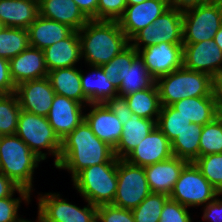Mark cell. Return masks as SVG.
<instances>
[{
	"label": "cell",
	"mask_w": 222,
	"mask_h": 222,
	"mask_svg": "<svg viewBox=\"0 0 222 222\" xmlns=\"http://www.w3.org/2000/svg\"><path fill=\"white\" fill-rule=\"evenodd\" d=\"M129 41L137 51L161 42L183 44L182 7L172 5L152 24L138 31Z\"/></svg>",
	"instance_id": "8"
},
{
	"label": "cell",
	"mask_w": 222,
	"mask_h": 222,
	"mask_svg": "<svg viewBox=\"0 0 222 222\" xmlns=\"http://www.w3.org/2000/svg\"><path fill=\"white\" fill-rule=\"evenodd\" d=\"M78 34L81 58L90 66L106 64L130 44L118 21L89 20Z\"/></svg>",
	"instance_id": "2"
},
{
	"label": "cell",
	"mask_w": 222,
	"mask_h": 222,
	"mask_svg": "<svg viewBox=\"0 0 222 222\" xmlns=\"http://www.w3.org/2000/svg\"><path fill=\"white\" fill-rule=\"evenodd\" d=\"M18 188V185L0 172V199L10 197Z\"/></svg>",
	"instance_id": "47"
},
{
	"label": "cell",
	"mask_w": 222,
	"mask_h": 222,
	"mask_svg": "<svg viewBox=\"0 0 222 222\" xmlns=\"http://www.w3.org/2000/svg\"><path fill=\"white\" fill-rule=\"evenodd\" d=\"M125 97L133 114L145 119L158 120L161 103L156 82L147 89L136 91Z\"/></svg>",
	"instance_id": "30"
},
{
	"label": "cell",
	"mask_w": 222,
	"mask_h": 222,
	"mask_svg": "<svg viewBox=\"0 0 222 222\" xmlns=\"http://www.w3.org/2000/svg\"><path fill=\"white\" fill-rule=\"evenodd\" d=\"M88 66V73L80 69V78L84 96L89 104H102L118 95V89L106 77L101 66Z\"/></svg>",
	"instance_id": "24"
},
{
	"label": "cell",
	"mask_w": 222,
	"mask_h": 222,
	"mask_svg": "<svg viewBox=\"0 0 222 222\" xmlns=\"http://www.w3.org/2000/svg\"><path fill=\"white\" fill-rule=\"evenodd\" d=\"M114 157V148L101 141L83 120L61 140L59 162L55 168L67 171L72 180L84 168L108 163Z\"/></svg>",
	"instance_id": "1"
},
{
	"label": "cell",
	"mask_w": 222,
	"mask_h": 222,
	"mask_svg": "<svg viewBox=\"0 0 222 222\" xmlns=\"http://www.w3.org/2000/svg\"><path fill=\"white\" fill-rule=\"evenodd\" d=\"M15 134L42 161L50 155L53 156V164L56 167L60 157L61 140L55 134L47 117L21 110Z\"/></svg>",
	"instance_id": "6"
},
{
	"label": "cell",
	"mask_w": 222,
	"mask_h": 222,
	"mask_svg": "<svg viewBox=\"0 0 222 222\" xmlns=\"http://www.w3.org/2000/svg\"><path fill=\"white\" fill-rule=\"evenodd\" d=\"M171 6V0H146L142 3L128 5L117 21L120 29L130 40L138 31L152 24Z\"/></svg>",
	"instance_id": "15"
},
{
	"label": "cell",
	"mask_w": 222,
	"mask_h": 222,
	"mask_svg": "<svg viewBox=\"0 0 222 222\" xmlns=\"http://www.w3.org/2000/svg\"><path fill=\"white\" fill-rule=\"evenodd\" d=\"M146 0H126L127 6L145 2Z\"/></svg>",
	"instance_id": "51"
},
{
	"label": "cell",
	"mask_w": 222,
	"mask_h": 222,
	"mask_svg": "<svg viewBox=\"0 0 222 222\" xmlns=\"http://www.w3.org/2000/svg\"><path fill=\"white\" fill-rule=\"evenodd\" d=\"M98 222H135L130 209L119 208L112 204L97 207Z\"/></svg>",
	"instance_id": "41"
},
{
	"label": "cell",
	"mask_w": 222,
	"mask_h": 222,
	"mask_svg": "<svg viewBox=\"0 0 222 222\" xmlns=\"http://www.w3.org/2000/svg\"><path fill=\"white\" fill-rule=\"evenodd\" d=\"M203 126L190 123L172 142L173 156L194 162L199 157V143Z\"/></svg>",
	"instance_id": "31"
},
{
	"label": "cell",
	"mask_w": 222,
	"mask_h": 222,
	"mask_svg": "<svg viewBox=\"0 0 222 222\" xmlns=\"http://www.w3.org/2000/svg\"><path fill=\"white\" fill-rule=\"evenodd\" d=\"M138 55V51L131 44H129L109 62L101 66L106 77L116 86L117 89L121 84L119 78L120 71H124L127 67H131L133 60Z\"/></svg>",
	"instance_id": "39"
},
{
	"label": "cell",
	"mask_w": 222,
	"mask_h": 222,
	"mask_svg": "<svg viewBox=\"0 0 222 222\" xmlns=\"http://www.w3.org/2000/svg\"><path fill=\"white\" fill-rule=\"evenodd\" d=\"M85 109L86 106L81 103L55 94L47 120L60 140L85 120Z\"/></svg>",
	"instance_id": "16"
},
{
	"label": "cell",
	"mask_w": 222,
	"mask_h": 222,
	"mask_svg": "<svg viewBox=\"0 0 222 222\" xmlns=\"http://www.w3.org/2000/svg\"><path fill=\"white\" fill-rule=\"evenodd\" d=\"M191 123L204 126L218 116L215 94L207 97L184 98L170 105Z\"/></svg>",
	"instance_id": "27"
},
{
	"label": "cell",
	"mask_w": 222,
	"mask_h": 222,
	"mask_svg": "<svg viewBox=\"0 0 222 222\" xmlns=\"http://www.w3.org/2000/svg\"><path fill=\"white\" fill-rule=\"evenodd\" d=\"M189 162L172 156L171 158L144 167L151 193L170 195L183 168Z\"/></svg>",
	"instance_id": "19"
},
{
	"label": "cell",
	"mask_w": 222,
	"mask_h": 222,
	"mask_svg": "<svg viewBox=\"0 0 222 222\" xmlns=\"http://www.w3.org/2000/svg\"><path fill=\"white\" fill-rule=\"evenodd\" d=\"M168 195L150 193L136 208L132 209L135 222H159Z\"/></svg>",
	"instance_id": "36"
},
{
	"label": "cell",
	"mask_w": 222,
	"mask_h": 222,
	"mask_svg": "<svg viewBox=\"0 0 222 222\" xmlns=\"http://www.w3.org/2000/svg\"><path fill=\"white\" fill-rule=\"evenodd\" d=\"M214 94L217 114L222 117V75L214 79Z\"/></svg>",
	"instance_id": "48"
},
{
	"label": "cell",
	"mask_w": 222,
	"mask_h": 222,
	"mask_svg": "<svg viewBox=\"0 0 222 222\" xmlns=\"http://www.w3.org/2000/svg\"><path fill=\"white\" fill-rule=\"evenodd\" d=\"M15 94L21 110L47 117L56 93L45 77L20 83Z\"/></svg>",
	"instance_id": "14"
},
{
	"label": "cell",
	"mask_w": 222,
	"mask_h": 222,
	"mask_svg": "<svg viewBox=\"0 0 222 222\" xmlns=\"http://www.w3.org/2000/svg\"><path fill=\"white\" fill-rule=\"evenodd\" d=\"M86 107L85 121L91 127L92 132L101 141L115 148L122 136L123 125L121 121L104 103L88 104ZM88 107L90 109H88Z\"/></svg>",
	"instance_id": "18"
},
{
	"label": "cell",
	"mask_w": 222,
	"mask_h": 222,
	"mask_svg": "<svg viewBox=\"0 0 222 222\" xmlns=\"http://www.w3.org/2000/svg\"><path fill=\"white\" fill-rule=\"evenodd\" d=\"M30 46L27 29L2 27L0 30V57L11 60Z\"/></svg>",
	"instance_id": "32"
},
{
	"label": "cell",
	"mask_w": 222,
	"mask_h": 222,
	"mask_svg": "<svg viewBox=\"0 0 222 222\" xmlns=\"http://www.w3.org/2000/svg\"><path fill=\"white\" fill-rule=\"evenodd\" d=\"M156 120L141 118L132 114L127 123L123 124L122 136L114 154L118 159H125L136 146L156 127Z\"/></svg>",
	"instance_id": "26"
},
{
	"label": "cell",
	"mask_w": 222,
	"mask_h": 222,
	"mask_svg": "<svg viewBox=\"0 0 222 222\" xmlns=\"http://www.w3.org/2000/svg\"><path fill=\"white\" fill-rule=\"evenodd\" d=\"M16 85L11 79L9 60L0 57V94L15 93Z\"/></svg>",
	"instance_id": "44"
},
{
	"label": "cell",
	"mask_w": 222,
	"mask_h": 222,
	"mask_svg": "<svg viewBox=\"0 0 222 222\" xmlns=\"http://www.w3.org/2000/svg\"><path fill=\"white\" fill-rule=\"evenodd\" d=\"M219 193L215 199L203 206L202 219L209 222H222V198Z\"/></svg>",
	"instance_id": "45"
},
{
	"label": "cell",
	"mask_w": 222,
	"mask_h": 222,
	"mask_svg": "<svg viewBox=\"0 0 222 222\" xmlns=\"http://www.w3.org/2000/svg\"><path fill=\"white\" fill-rule=\"evenodd\" d=\"M138 53L155 80L183 67V44L161 42L142 48Z\"/></svg>",
	"instance_id": "12"
},
{
	"label": "cell",
	"mask_w": 222,
	"mask_h": 222,
	"mask_svg": "<svg viewBox=\"0 0 222 222\" xmlns=\"http://www.w3.org/2000/svg\"><path fill=\"white\" fill-rule=\"evenodd\" d=\"M37 219L35 220V222H42L38 217H36ZM22 222H34V221H30L28 219H24Z\"/></svg>",
	"instance_id": "52"
},
{
	"label": "cell",
	"mask_w": 222,
	"mask_h": 222,
	"mask_svg": "<svg viewBox=\"0 0 222 222\" xmlns=\"http://www.w3.org/2000/svg\"><path fill=\"white\" fill-rule=\"evenodd\" d=\"M126 7V0H98L97 20L117 21Z\"/></svg>",
	"instance_id": "42"
},
{
	"label": "cell",
	"mask_w": 222,
	"mask_h": 222,
	"mask_svg": "<svg viewBox=\"0 0 222 222\" xmlns=\"http://www.w3.org/2000/svg\"><path fill=\"white\" fill-rule=\"evenodd\" d=\"M42 160L16 135L0 136V172L16 185L35 190L34 172Z\"/></svg>",
	"instance_id": "3"
},
{
	"label": "cell",
	"mask_w": 222,
	"mask_h": 222,
	"mask_svg": "<svg viewBox=\"0 0 222 222\" xmlns=\"http://www.w3.org/2000/svg\"><path fill=\"white\" fill-rule=\"evenodd\" d=\"M117 190L112 205L136 208L150 193L144 167L134 165L125 159L117 162Z\"/></svg>",
	"instance_id": "11"
},
{
	"label": "cell",
	"mask_w": 222,
	"mask_h": 222,
	"mask_svg": "<svg viewBox=\"0 0 222 222\" xmlns=\"http://www.w3.org/2000/svg\"><path fill=\"white\" fill-rule=\"evenodd\" d=\"M18 193L19 197H13ZM29 190L19 187L10 197L0 199V222H22L25 218L21 217L19 208L24 201L27 205L31 202Z\"/></svg>",
	"instance_id": "38"
},
{
	"label": "cell",
	"mask_w": 222,
	"mask_h": 222,
	"mask_svg": "<svg viewBox=\"0 0 222 222\" xmlns=\"http://www.w3.org/2000/svg\"><path fill=\"white\" fill-rule=\"evenodd\" d=\"M38 15V0H0V22L3 27L28 29Z\"/></svg>",
	"instance_id": "22"
},
{
	"label": "cell",
	"mask_w": 222,
	"mask_h": 222,
	"mask_svg": "<svg viewBox=\"0 0 222 222\" xmlns=\"http://www.w3.org/2000/svg\"><path fill=\"white\" fill-rule=\"evenodd\" d=\"M213 40L215 41V43L219 46V48L222 51V26L215 34V37L213 38Z\"/></svg>",
	"instance_id": "50"
},
{
	"label": "cell",
	"mask_w": 222,
	"mask_h": 222,
	"mask_svg": "<svg viewBox=\"0 0 222 222\" xmlns=\"http://www.w3.org/2000/svg\"><path fill=\"white\" fill-rule=\"evenodd\" d=\"M31 47L44 50L56 42L67 38L73 31L70 26L38 15L28 27Z\"/></svg>",
	"instance_id": "25"
},
{
	"label": "cell",
	"mask_w": 222,
	"mask_h": 222,
	"mask_svg": "<svg viewBox=\"0 0 222 222\" xmlns=\"http://www.w3.org/2000/svg\"><path fill=\"white\" fill-rule=\"evenodd\" d=\"M193 163L209 183L222 193V153L199 156Z\"/></svg>",
	"instance_id": "37"
},
{
	"label": "cell",
	"mask_w": 222,
	"mask_h": 222,
	"mask_svg": "<svg viewBox=\"0 0 222 222\" xmlns=\"http://www.w3.org/2000/svg\"><path fill=\"white\" fill-rule=\"evenodd\" d=\"M183 44L211 40L222 26V3L219 0L193 3L182 7Z\"/></svg>",
	"instance_id": "7"
},
{
	"label": "cell",
	"mask_w": 222,
	"mask_h": 222,
	"mask_svg": "<svg viewBox=\"0 0 222 222\" xmlns=\"http://www.w3.org/2000/svg\"><path fill=\"white\" fill-rule=\"evenodd\" d=\"M161 106H170L184 98L207 97L214 93V78L184 67L156 80Z\"/></svg>",
	"instance_id": "5"
},
{
	"label": "cell",
	"mask_w": 222,
	"mask_h": 222,
	"mask_svg": "<svg viewBox=\"0 0 222 222\" xmlns=\"http://www.w3.org/2000/svg\"><path fill=\"white\" fill-rule=\"evenodd\" d=\"M183 67L205 72L214 79L222 75V51L213 39L183 44Z\"/></svg>",
	"instance_id": "13"
},
{
	"label": "cell",
	"mask_w": 222,
	"mask_h": 222,
	"mask_svg": "<svg viewBox=\"0 0 222 222\" xmlns=\"http://www.w3.org/2000/svg\"><path fill=\"white\" fill-rule=\"evenodd\" d=\"M48 78L56 94L73 99L84 106L89 104L82 90L79 66L49 71Z\"/></svg>",
	"instance_id": "28"
},
{
	"label": "cell",
	"mask_w": 222,
	"mask_h": 222,
	"mask_svg": "<svg viewBox=\"0 0 222 222\" xmlns=\"http://www.w3.org/2000/svg\"><path fill=\"white\" fill-rule=\"evenodd\" d=\"M10 76L17 86L22 82L48 77L43 50L29 46L9 60Z\"/></svg>",
	"instance_id": "20"
},
{
	"label": "cell",
	"mask_w": 222,
	"mask_h": 222,
	"mask_svg": "<svg viewBox=\"0 0 222 222\" xmlns=\"http://www.w3.org/2000/svg\"><path fill=\"white\" fill-rule=\"evenodd\" d=\"M37 217L42 222H95L97 207L89 202L80 207L62 198L60 193H38Z\"/></svg>",
	"instance_id": "10"
},
{
	"label": "cell",
	"mask_w": 222,
	"mask_h": 222,
	"mask_svg": "<svg viewBox=\"0 0 222 222\" xmlns=\"http://www.w3.org/2000/svg\"><path fill=\"white\" fill-rule=\"evenodd\" d=\"M189 208L170 198L163 206L159 222H193Z\"/></svg>",
	"instance_id": "40"
},
{
	"label": "cell",
	"mask_w": 222,
	"mask_h": 222,
	"mask_svg": "<svg viewBox=\"0 0 222 222\" xmlns=\"http://www.w3.org/2000/svg\"><path fill=\"white\" fill-rule=\"evenodd\" d=\"M173 156L171 142L156 126L125 158L131 164L141 167L167 160Z\"/></svg>",
	"instance_id": "17"
},
{
	"label": "cell",
	"mask_w": 222,
	"mask_h": 222,
	"mask_svg": "<svg viewBox=\"0 0 222 222\" xmlns=\"http://www.w3.org/2000/svg\"><path fill=\"white\" fill-rule=\"evenodd\" d=\"M39 15L70 26L79 31L89 19L74 0H38Z\"/></svg>",
	"instance_id": "23"
},
{
	"label": "cell",
	"mask_w": 222,
	"mask_h": 222,
	"mask_svg": "<svg viewBox=\"0 0 222 222\" xmlns=\"http://www.w3.org/2000/svg\"><path fill=\"white\" fill-rule=\"evenodd\" d=\"M121 81L118 95L127 96L136 91L151 87L156 80L148 73L143 59L138 55L132 62L131 67L120 71Z\"/></svg>",
	"instance_id": "29"
},
{
	"label": "cell",
	"mask_w": 222,
	"mask_h": 222,
	"mask_svg": "<svg viewBox=\"0 0 222 222\" xmlns=\"http://www.w3.org/2000/svg\"><path fill=\"white\" fill-rule=\"evenodd\" d=\"M219 192L209 183L193 162L182 170L169 198L187 208L202 207L213 201Z\"/></svg>",
	"instance_id": "9"
},
{
	"label": "cell",
	"mask_w": 222,
	"mask_h": 222,
	"mask_svg": "<svg viewBox=\"0 0 222 222\" xmlns=\"http://www.w3.org/2000/svg\"><path fill=\"white\" fill-rule=\"evenodd\" d=\"M48 71L59 68L75 67L81 58V42L78 31L43 50Z\"/></svg>",
	"instance_id": "21"
},
{
	"label": "cell",
	"mask_w": 222,
	"mask_h": 222,
	"mask_svg": "<svg viewBox=\"0 0 222 222\" xmlns=\"http://www.w3.org/2000/svg\"><path fill=\"white\" fill-rule=\"evenodd\" d=\"M210 1H214V0H171L172 5H178L181 7H184L186 5L193 4V3H202V2H210Z\"/></svg>",
	"instance_id": "49"
},
{
	"label": "cell",
	"mask_w": 222,
	"mask_h": 222,
	"mask_svg": "<svg viewBox=\"0 0 222 222\" xmlns=\"http://www.w3.org/2000/svg\"><path fill=\"white\" fill-rule=\"evenodd\" d=\"M104 104L116 115L122 125L127 123L133 114L127 104L125 96L116 95L113 98L108 99Z\"/></svg>",
	"instance_id": "43"
},
{
	"label": "cell",
	"mask_w": 222,
	"mask_h": 222,
	"mask_svg": "<svg viewBox=\"0 0 222 222\" xmlns=\"http://www.w3.org/2000/svg\"><path fill=\"white\" fill-rule=\"evenodd\" d=\"M222 153V117L217 116L211 122L203 126L199 156Z\"/></svg>",
	"instance_id": "35"
},
{
	"label": "cell",
	"mask_w": 222,
	"mask_h": 222,
	"mask_svg": "<svg viewBox=\"0 0 222 222\" xmlns=\"http://www.w3.org/2000/svg\"><path fill=\"white\" fill-rule=\"evenodd\" d=\"M20 111L15 93L0 94V136L16 133Z\"/></svg>",
	"instance_id": "33"
},
{
	"label": "cell",
	"mask_w": 222,
	"mask_h": 222,
	"mask_svg": "<svg viewBox=\"0 0 222 222\" xmlns=\"http://www.w3.org/2000/svg\"><path fill=\"white\" fill-rule=\"evenodd\" d=\"M190 120L179 114L171 106H161L156 126L172 142L181 132L189 127Z\"/></svg>",
	"instance_id": "34"
},
{
	"label": "cell",
	"mask_w": 222,
	"mask_h": 222,
	"mask_svg": "<svg viewBox=\"0 0 222 222\" xmlns=\"http://www.w3.org/2000/svg\"><path fill=\"white\" fill-rule=\"evenodd\" d=\"M117 162L115 156L108 163L84 168L71 180L84 202L96 207L113 203L118 185Z\"/></svg>",
	"instance_id": "4"
},
{
	"label": "cell",
	"mask_w": 222,
	"mask_h": 222,
	"mask_svg": "<svg viewBox=\"0 0 222 222\" xmlns=\"http://www.w3.org/2000/svg\"><path fill=\"white\" fill-rule=\"evenodd\" d=\"M89 20H97L98 0H74Z\"/></svg>",
	"instance_id": "46"
}]
</instances>
